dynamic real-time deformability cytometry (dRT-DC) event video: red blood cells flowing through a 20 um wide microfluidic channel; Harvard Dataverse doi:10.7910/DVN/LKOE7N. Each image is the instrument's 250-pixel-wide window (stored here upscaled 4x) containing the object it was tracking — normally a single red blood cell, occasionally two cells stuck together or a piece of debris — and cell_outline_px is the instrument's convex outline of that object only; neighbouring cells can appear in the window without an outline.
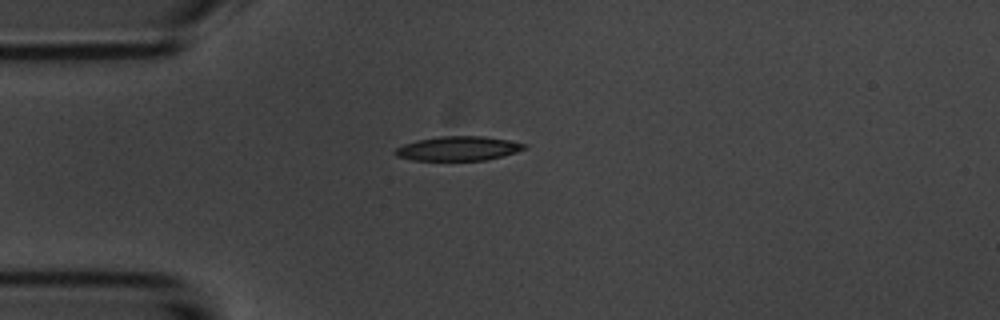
{"species": "common noctule bat (a hibernating species)", "species_latin": "Nyctalus noctula", "temperature_condition": "room temperature", "stored_images_in_passage": 41, "camera_frame_rate_fps": 3000, "um_per_image_px": 0.085, "animal": {"sex": "male", "body_mass_g": 20.1, "forearm_length_mm": 53.5}, "frame": {"image": 1, "passage_image": 1, "time_ms": 0.0, "image_size_px": [1000, 320], "cell_outline_px": [[528, 148], [516, 152], [484, 160], [412, 160], [396, 156], [392, 152], [396, 148], [404, 144], [416, 140], [440, 136], [484, 136], [508, 140], [528, 144]], "centroid_in_image_um": [38.93, 12.61], "position_along_channel_um": 46.1, "area_um2": 18.32}}
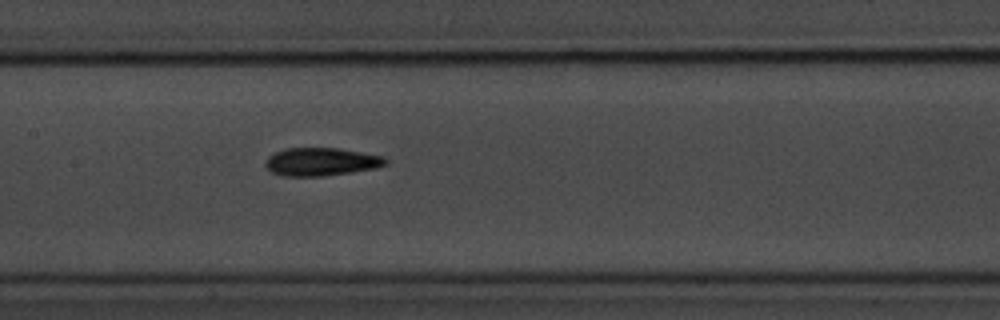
{"frame": {"image": 2, "passage_image": 13, "time_ms": 4.0, "image_size_px": [1000, 320], "cell_outline_px": [[388, 164], [376, 168], [352, 172], [320, 176], [280, 176], [272, 172], [264, 164], [264, 160], [268, 156], [284, 148], [340, 148], [384, 156], [388, 160]], "centroid_in_image_um": [27.3, 13.74], "position_along_channel_um": 180.1, "area_um2": 19.83}}
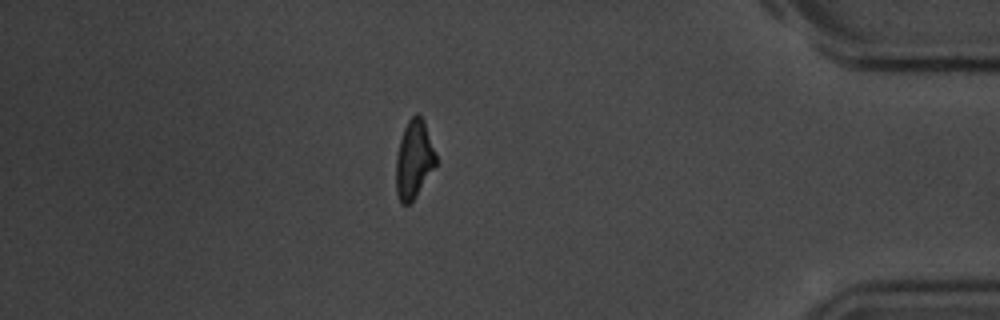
{"frame": {"image": 3, "passage_image": 34, "time_ms": 11.0, "image_size_px": [1000, 320], "cell_outline_px": [[436, 164], [416, 196], [408, 204], [400, 204], [396, 192], [396, 156], [400, 140], [404, 128], [408, 120], [416, 112], [424, 120], [436, 156]], "centroid_in_image_um": [35.16, 13.55], "position_along_channel_um": 400.0, "area_um2": 17.98}, "authors_computed_cell_mechanics": {"area_um2": 18.7272, "velocity_mm_per_s": 3.6973, "shape_relaxation_time_tau1_ms": 2.638, "shape_relaxation_time_tau2_ms": 3.7903, "deformation_change_tau1": 0.1747, "deformation_change_tau2": 0.1287}}